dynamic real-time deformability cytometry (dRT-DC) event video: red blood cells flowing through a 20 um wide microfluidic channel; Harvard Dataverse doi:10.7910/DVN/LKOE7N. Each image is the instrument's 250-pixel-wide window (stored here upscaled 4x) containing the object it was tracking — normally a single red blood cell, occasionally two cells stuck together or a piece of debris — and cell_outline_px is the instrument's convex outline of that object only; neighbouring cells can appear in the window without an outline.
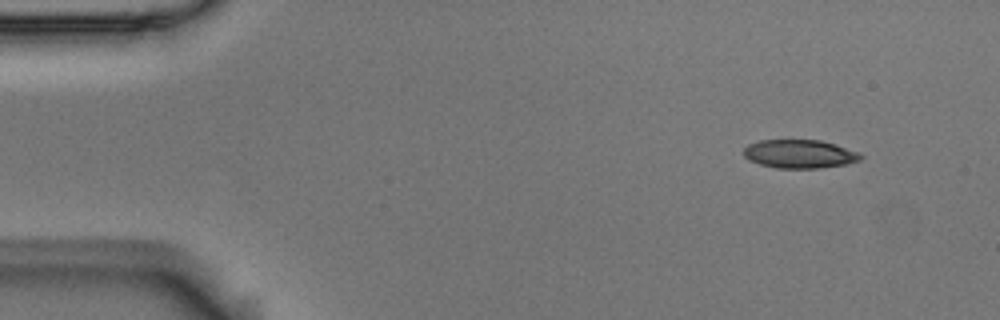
{"species": "Egyptian fruit bat (a non-hibernating species)", "species_latin": "Rousettus aegyptiacus", "temperature_condition": "room temperature", "stored_images_in_passage": 4, "camera_frame_rate_fps": 3000, "um_per_image_px": 0.085, "animal": {"sex": "male"}, "frame": {"image": 1, "passage_image": 1, "time_ms": 0.0, "image_size_px": [1000, 320], "cell_outline_px": [[864, 156], [860, 160], [844, 164], [820, 168], [776, 168], [760, 164], [748, 160], [744, 156], [744, 148], [748, 144], [760, 140], [820, 140], [860, 152]], "centroid_in_image_um": [67.95, 13.08], "position_along_channel_um": 17.0, "area_um2": 19.42}}
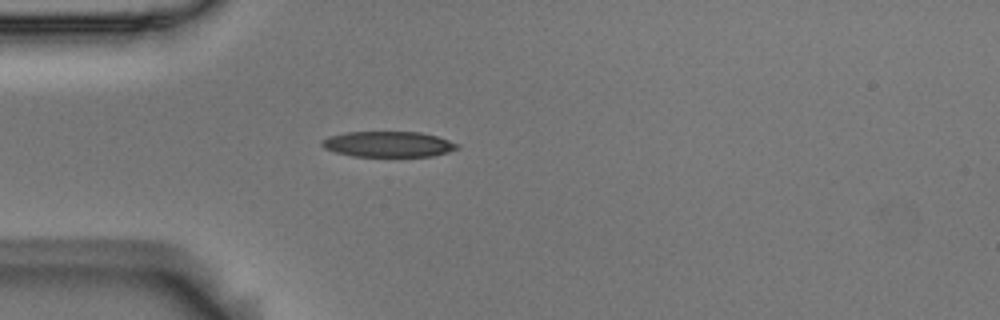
{"frame": {"image": 2, "passage_image": 4, "time_ms": 1.0, "image_size_px": [1000, 320], "cell_outline_px": [[460, 148], [448, 152], [432, 156], [352, 156], [336, 152], [324, 148], [320, 144], [328, 136], [348, 132], [420, 132], [436, 136], [460, 144]], "centroid_in_image_um": [33.03, 12.25], "position_along_channel_um": 52.0, "area_um2": 20.11}}